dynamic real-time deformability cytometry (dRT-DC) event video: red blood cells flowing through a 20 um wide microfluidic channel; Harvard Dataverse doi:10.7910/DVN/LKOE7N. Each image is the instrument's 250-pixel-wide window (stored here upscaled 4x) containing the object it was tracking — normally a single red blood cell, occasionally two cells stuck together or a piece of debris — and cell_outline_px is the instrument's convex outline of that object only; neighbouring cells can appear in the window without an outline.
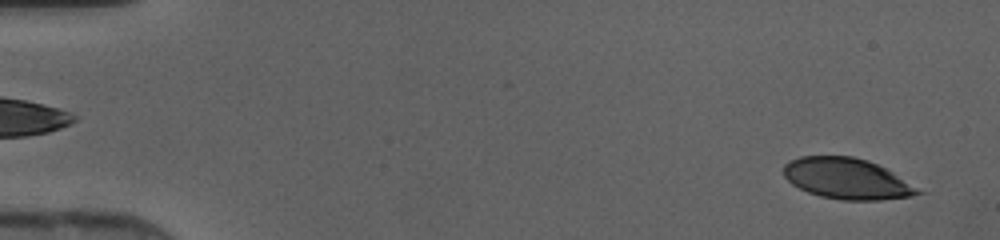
{"species": "human", "species_latin": "Homo sapiens", "temperature_condition": "cold", "stored_images_in_passage": 46, "camera_frame_rate_fps": 3000, "um_per_image_px": 0.085, "donor": {"sex": "female"}, "frame": {"image": 1, "passage_image": 2, "time_ms": 0.333, "image_size_px": [1000, 240], "cell_outline_px": [[928, 192], [912, 196], [880, 200], [844, 200], [820, 196], [808, 192], [792, 184], [784, 176], [784, 164], [800, 156], [852, 156], [868, 160], [892, 172]], "centroid_in_image_um": [72.03, 15.19], "position_along_channel_um": 13.0, "area_um2": 32.02}}
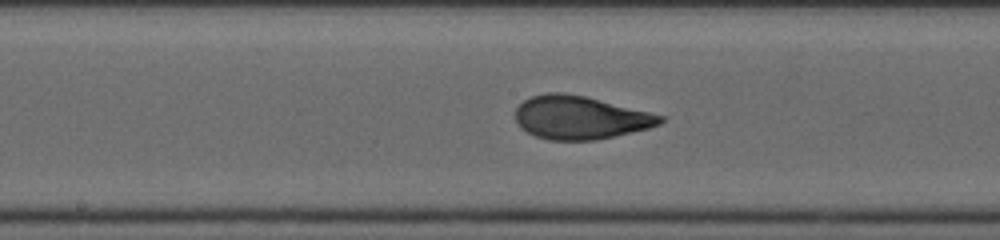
{"frame": {"image": 2, "passage_image": 24, "time_ms": 7.667, "image_size_px": [1000, 240], "cell_outline_px": [[664, 120], [660, 124], [648, 128], [632, 132], [596, 140], [548, 140], [536, 136], [520, 128], [516, 120], [516, 108], [524, 100], [532, 96], [548, 92], [564, 92], [584, 96], [664, 116]], "centroid_in_image_um": [49.28, 9.99], "position_along_channel_um": 198.9, "area_um2": 36.18}}
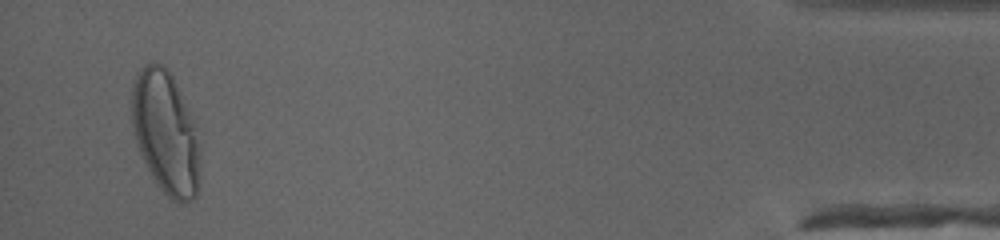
{"frame": {"image": 3, "passage_image": 44, "time_ms": 14.333, "image_size_px": [1000, 240], "cell_outline_px": [[200, 180], [196, 196], [192, 200], [180, 204], [172, 200], [156, 184], [136, 144], [132, 132], [132, 84], [136, 72], [144, 64], [160, 64], [168, 68], [172, 76], [192, 120], [200, 152]], "centroid_in_image_um": [14.06, 11.31], "position_along_channel_um": 421.1, "area_um2": 48.73}}